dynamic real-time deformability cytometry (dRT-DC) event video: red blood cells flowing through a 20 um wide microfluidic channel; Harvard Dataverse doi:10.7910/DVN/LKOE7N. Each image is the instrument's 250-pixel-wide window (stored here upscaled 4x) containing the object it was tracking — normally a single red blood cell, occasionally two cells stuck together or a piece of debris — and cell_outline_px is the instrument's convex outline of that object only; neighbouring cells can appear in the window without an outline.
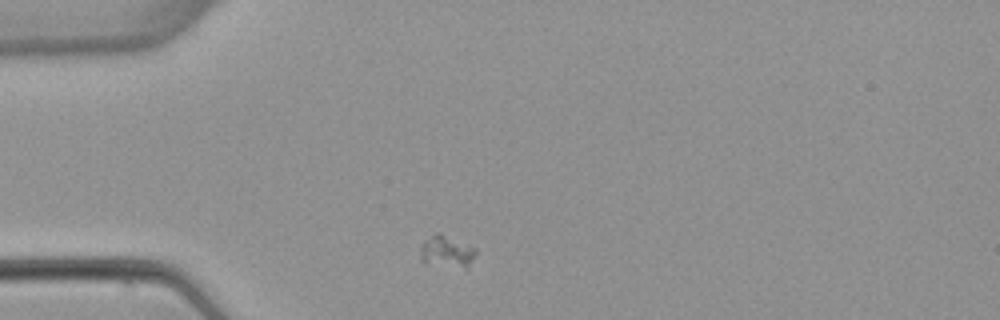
{"species": "common noctule bat (a hibernating species)", "species_latin": "Nyctalus noctula", "temperature_condition": "warm", "stored_images_in_passage": 5, "camera_frame_rate_fps": 3000, "um_per_image_px": 0.085, "animal": {"sex": "female", "body_mass_g": 22.7, "forearm_length_mm": 54.2}, "frame": {"image": 1, "passage_image": 1, "time_ms": 0.0, "image_size_px": [1000, 320], "cell_outline_px": [[476, 256], [468, 268], [420, 260], [420, 244], [424, 240], [436, 232], [440, 232], [476, 248]], "centroid_in_image_um": [37.99, 21.33], "position_along_channel_um": 47.0, "area_um2": 10.12}}